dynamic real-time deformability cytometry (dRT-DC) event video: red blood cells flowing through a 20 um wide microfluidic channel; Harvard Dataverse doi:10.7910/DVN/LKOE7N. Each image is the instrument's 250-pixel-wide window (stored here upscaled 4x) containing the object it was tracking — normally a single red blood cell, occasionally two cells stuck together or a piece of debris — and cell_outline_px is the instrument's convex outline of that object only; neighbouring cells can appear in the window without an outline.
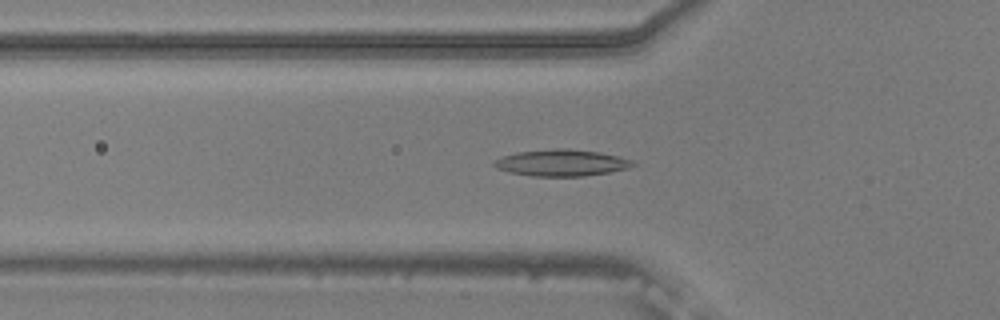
{"species": "common noctule bat (a hibernating species)", "species_latin": "Nyctalus noctula", "temperature_condition": "warm", "stored_images_in_passage": 49, "camera_frame_rate_fps": 3000, "um_per_image_px": 0.085, "animal": {"sex": "male", "body_mass_g": 20.5, "forearm_length_mm": 52.5}, "frame": {"image": 1, "passage_image": 14, "time_ms": 4.333, "image_size_px": [1000, 320], "cell_outline_px": [[636, 164], [628, 168], [608, 172], [584, 176], [532, 176], [512, 172], [496, 168], [492, 164], [492, 160], [516, 152], [556, 148], [564, 148], [600, 152], [620, 156], [632, 160]], "centroid_in_image_um": [47.73, 13.83], "position_along_channel_um": 78.1, "area_um2": 21.44}}
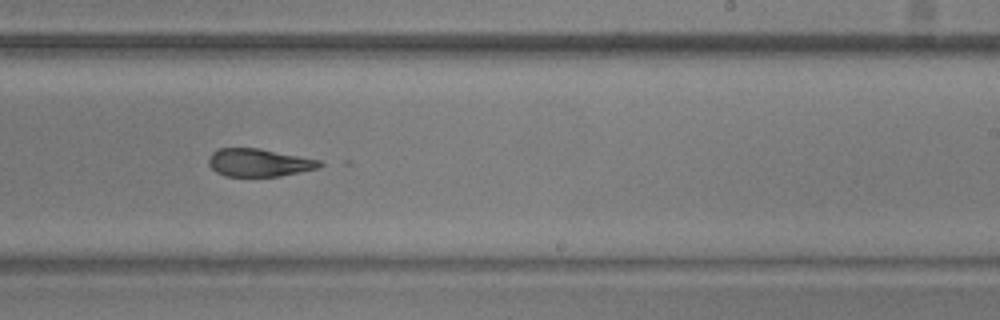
{"frame": {"image": 2, "passage_image": 29, "time_ms": 9.333, "image_size_px": [1000, 320], "cell_outline_px": [[328, 164], [320, 168], [280, 176], [224, 176], [216, 172], [208, 164], [208, 160], [212, 152], [220, 148], [260, 148], [320, 160]], "centroid_in_image_um": [22.06, 13.82], "position_along_channel_um": 266.9, "area_um2": 18.21}}
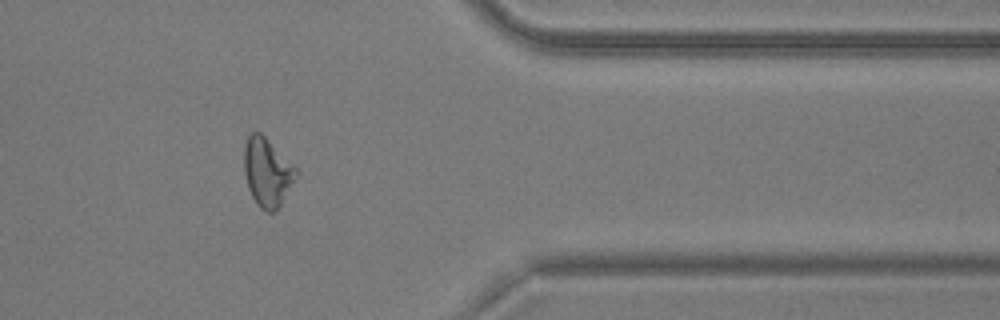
{"frame": {"image": 3, "passage_image": 40, "time_ms": 13.0, "image_size_px": [1000, 320], "cell_outline_px": [[296, 176], [276, 212], [268, 212], [260, 208], [256, 204], [248, 188], [244, 172], [244, 144], [248, 136], [252, 132], [260, 132], [296, 168]], "centroid_in_image_um": [22.67, 14.65], "position_along_channel_um": 388.7, "area_um2": 20.35}, "authors_computed_cell_mechanics": {"area_um2": 20.1722, "velocity_mm_per_s": 3.763, "shape_relaxation_time_tau1_ms": null, "shape_relaxation_time_tau2_ms": 3.523, "deformation_change_tau1": null, "deformation_change_tau2": 0.1355}}